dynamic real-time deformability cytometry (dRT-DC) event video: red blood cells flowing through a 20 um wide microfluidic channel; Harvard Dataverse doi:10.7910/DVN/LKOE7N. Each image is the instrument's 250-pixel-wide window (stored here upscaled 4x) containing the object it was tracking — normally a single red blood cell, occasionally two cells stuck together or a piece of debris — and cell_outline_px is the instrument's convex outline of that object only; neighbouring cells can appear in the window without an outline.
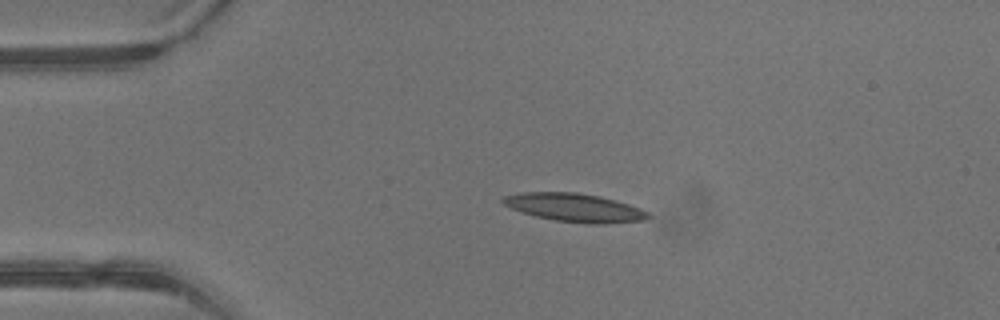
{"species": "common noctule bat (a hibernating species)", "species_latin": "Nyctalus noctula", "temperature_condition": "warm", "stored_images_in_passage": 3, "camera_frame_rate_fps": 3000, "um_per_image_px": 0.085, "animal": {"sex": "male", "body_mass_g": 13.3}, "frame": {"image": 1, "passage_image": 1, "time_ms": 0.0, "image_size_px": [1000, 320], "cell_outline_px": [[652, 216], [644, 220], [600, 224], [588, 224], [556, 220], [536, 216], [512, 208], [504, 204], [500, 200], [504, 196], [524, 192], [576, 192], [600, 196], [628, 204], [640, 208], [648, 212]], "centroid_in_image_um": [48.86, 17.64], "position_along_channel_um": 36.1, "area_um2": 23.76}}
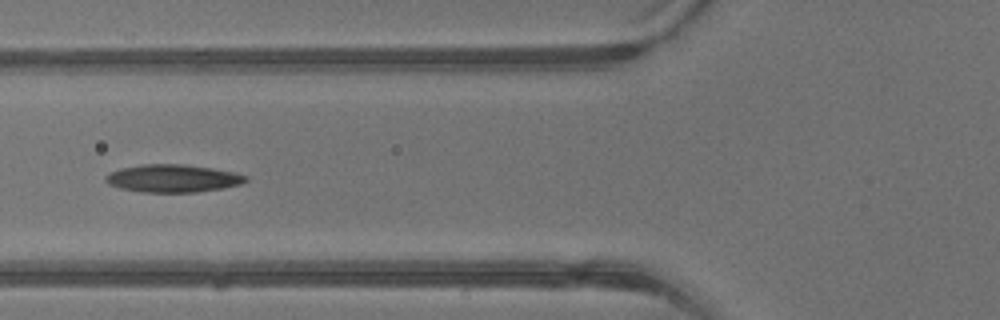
{"frame": {"image": 2, "passage_image": 3, "time_ms": 0.667, "image_size_px": [1000, 320], "cell_outline_px": [[248, 180], [240, 184], [224, 188], [196, 192], [140, 192], [120, 188], [108, 184], [104, 180], [104, 176], [108, 172], [120, 168], [140, 164], [184, 164], [212, 168], [236, 172], [248, 176]], "centroid_in_image_um": [14.66, 15.15], "position_along_channel_um": 111.1, "area_um2": 22.95}}